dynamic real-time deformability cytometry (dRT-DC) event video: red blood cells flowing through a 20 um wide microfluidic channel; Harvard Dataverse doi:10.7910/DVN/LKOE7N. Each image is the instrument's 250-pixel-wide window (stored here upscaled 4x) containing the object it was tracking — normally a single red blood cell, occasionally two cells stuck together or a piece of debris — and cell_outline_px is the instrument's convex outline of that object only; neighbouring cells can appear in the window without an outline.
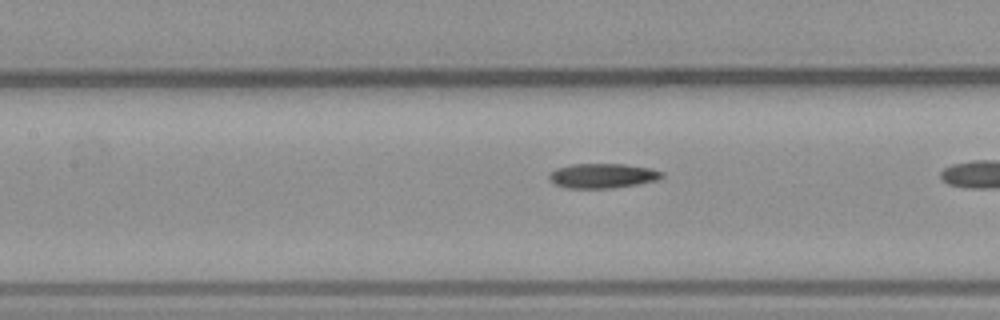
{"species": "common noctule bat (a hibernating species)", "species_latin": "Nyctalus noctula", "temperature_condition": "warm", "stored_images_in_passage": 24, "camera_frame_rate_fps": 3000, "um_per_image_px": 0.085, "animal": {"sex": "male", "body_mass_g": 23.1, "forearm_length_mm": 52.7}, "frame": {"image": 1, "passage_image": 19, "time_ms": 6.0, "image_size_px": [1000, 320], "cell_outline_px": [[664, 176], [656, 180], [636, 184], [612, 188], [564, 188], [556, 184], [548, 176], [556, 168], [572, 164], [624, 164], [652, 168], [664, 172]], "centroid_in_image_um": [51.24, 14.93], "position_along_channel_um": 156.2, "area_um2": 16.13}}
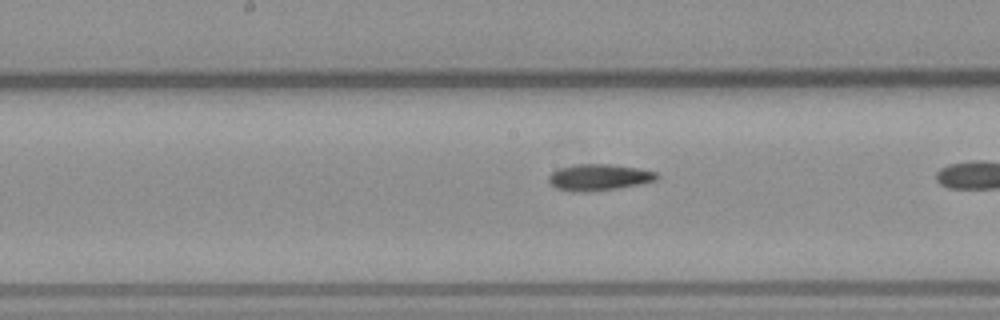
{"frame": {"image": 2, "passage_image": 22, "time_ms": 7.0, "image_size_px": [1000, 320], "cell_outline_px": [[660, 176], [656, 180], [640, 184], [592, 192], [572, 192], [556, 188], [548, 184], [548, 176], [552, 172], [560, 168], [576, 164], [612, 164], [636, 168], [656, 172]], "centroid_in_image_um": [50.87, 15.08], "position_along_channel_um": 197.3, "area_um2": 16.76}}